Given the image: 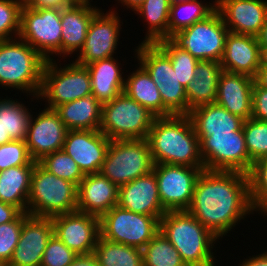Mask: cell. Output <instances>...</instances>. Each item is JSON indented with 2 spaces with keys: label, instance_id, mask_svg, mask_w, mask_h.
<instances>
[{
  "label": "cell",
  "instance_id": "obj_45",
  "mask_svg": "<svg viewBox=\"0 0 267 266\" xmlns=\"http://www.w3.org/2000/svg\"><path fill=\"white\" fill-rule=\"evenodd\" d=\"M252 118L267 121V89L253 85Z\"/></svg>",
  "mask_w": 267,
  "mask_h": 266
},
{
  "label": "cell",
  "instance_id": "obj_7",
  "mask_svg": "<svg viewBox=\"0 0 267 266\" xmlns=\"http://www.w3.org/2000/svg\"><path fill=\"white\" fill-rule=\"evenodd\" d=\"M156 117L122 92L102 105L99 130L110 140L146 139Z\"/></svg>",
  "mask_w": 267,
  "mask_h": 266
},
{
  "label": "cell",
  "instance_id": "obj_52",
  "mask_svg": "<svg viewBox=\"0 0 267 266\" xmlns=\"http://www.w3.org/2000/svg\"><path fill=\"white\" fill-rule=\"evenodd\" d=\"M256 38L260 47H267V20L260 29V32Z\"/></svg>",
  "mask_w": 267,
  "mask_h": 266
},
{
  "label": "cell",
  "instance_id": "obj_49",
  "mask_svg": "<svg viewBox=\"0 0 267 266\" xmlns=\"http://www.w3.org/2000/svg\"><path fill=\"white\" fill-rule=\"evenodd\" d=\"M70 266H99L93 253L78 255Z\"/></svg>",
  "mask_w": 267,
  "mask_h": 266
},
{
  "label": "cell",
  "instance_id": "obj_40",
  "mask_svg": "<svg viewBox=\"0 0 267 266\" xmlns=\"http://www.w3.org/2000/svg\"><path fill=\"white\" fill-rule=\"evenodd\" d=\"M243 132L252 164L267 157V121L249 118L244 121Z\"/></svg>",
  "mask_w": 267,
  "mask_h": 266
},
{
  "label": "cell",
  "instance_id": "obj_20",
  "mask_svg": "<svg viewBox=\"0 0 267 266\" xmlns=\"http://www.w3.org/2000/svg\"><path fill=\"white\" fill-rule=\"evenodd\" d=\"M229 32L257 36L267 20V0H215Z\"/></svg>",
  "mask_w": 267,
  "mask_h": 266
},
{
  "label": "cell",
  "instance_id": "obj_1",
  "mask_svg": "<svg viewBox=\"0 0 267 266\" xmlns=\"http://www.w3.org/2000/svg\"><path fill=\"white\" fill-rule=\"evenodd\" d=\"M187 211L219 240L229 236L226 234L242 219L257 212L250 201L248 175L203 170L196 180Z\"/></svg>",
  "mask_w": 267,
  "mask_h": 266
},
{
  "label": "cell",
  "instance_id": "obj_17",
  "mask_svg": "<svg viewBox=\"0 0 267 266\" xmlns=\"http://www.w3.org/2000/svg\"><path fill=\"white\" fill-rule=\"evenodd\" d=\"M68 129L54 109L44 108L31 117L25 143L31 158L38 162L45 155L63 149Z\"/></svg>",
  "mask_w": 267,
  "mask_h": 266
},
{
  "label": "cell",
  "instance_id": "obj_34",
  "mask_svg": "<svg viewBox=\"0 0 267 266\" xmlns=\"http://www.w3.org/2000/svg\"><path fill=\"white\" fill-rule=\"evenodd\" d=\"M216 10V1L213 4L203 3L202 0H192L171 4L168 38H172L185 28L192 26L194 23L206 19Z\"/></svg>",
  "mask_w": 267,
  "mask_h": 266
},
{
  "label": "cell",
  "instance_id": "obj_18",
  "mask_svg": "<svg viewBox=\"0 0 267 266\" xmlns=\"http://www.w3.org/2000/svg\"><path fill=\"white\" fill-rule=\"evenodd\" d=\"M110 141L100 130H68L63 150L84 174L99 173Z\"/></svg>",
  "mask_w": 267,
  "mask_h": 266
},
{
  "label": "cell",
  "instance_id": "obj_33",
  "mask_svg": "<svg viewBox=\"0 0 267 266\" xmlns=\"http://www.w3.org/2000/svg\"><path fill=\"white\" fill-rule=\"evenodd\" d=\"M170 6L169 0H144L134 11L148 23L146 35L141 43H156L168 38Z\"/></svg>",
  "mask_w": 267,
  "mask_h": 266
},
{
  "label": "cell",
  "instance_id": "obj_15",
  "mask_svg": "<svg viewBox=\"0 0 267 266\" xmlns=\"http://www.w3.org/2000/svg\"><path fill=\"white\" fill-rule=\"evenodd\" d=\"M116 10L109 9L104 13L101 9L92 18L83 48L74 62L86 66L91 62L115 56L119 35L123 22Z\"/></svg>",
  "mask_w": 267,
  "mask_h": 266
},
{
  "label": "cell",
  "instance_id": "obj_30",
  "mask_svg": "<svg viewBox=\"0 0 267 266\" xmlns=\"http://www.w3.org/2000/svg\"><path fill=\"white\" fill-rule=\"evenodd\" d=\"M35 165L10 167L0 171V201L27 213L31 178Z\"/></svg>",
  "mask_w": 267,
  "mask_h": 266
},
{
  "label": "cell",
  "instance_id": "obj_43",
  "mask_svg": "<svg viewBox=\"0 0 267 266\" xmlns=\"http://www.w3.org/2000/svg\"><path fill=\"white\" fill-rule=\"evenodd\" d=\"M28 151L25 141L11 140L0 145V171L10 167L35 165Z\"/></svg>",
  "mask_w": 267,
  "mask_h": 266
},
{
  "label": "cell",
  "instance_id": "obj_55",
  "mask_svg": "<svg viewBox=\"0 0 267 266\" xmlns=\"http://www.w3.org/2000/svg\"><path fill=\"white\" fill-rule=\"evenodd\" d=\"M73 2H93V0H72Z\"/></svg>",
  "mask_w": 267,
  "mask_h": 266
},
{
  "label": "cell",
  "instance_id": "obj_41",
  "mask_svg": "<svg viewBox=\"0 0 267 266\" xmlns=\"http://www.w3.org/2000/svg\"><path fill=\"white\" fill-rule=\"evenodd\" d=\"M23 0H0V41L17 38Z\"/></svg>",
  "mask_w": 267,
  "mask_h": 266
},
{
  "label": "cell",
  "instance_id": "obj_36",
  "mask_svg": "<svg viewBox=\"0 0 267 266\" xmlns=\"http://www.w3.org/2000/svg\"><path fill=\"white\" fill-rule=\"evenodd\" d=\"M143 266H186L179 252L159 231L142 249Z\"/></svg>",
  "mask_w": 267,
  "mask_h": 266
},
{
  "label": "cell",
  "instance_id": "obj_2",
  "mask_svg": "<svg viewBox=\"0 0 267 266\" xmlns=\"http://www.w3.org/2000/svg\"><path fill=\"white\" fill-rule=\"evenodd\" d=\"M146 139L154 164L204 167L189 115L156 117Z\"/></svg>",
  "mask_w": 267,
  "mask_h": 266
},
{
  "label": "cell",
  "instance_id": "obj_6",
  "mask_svg": "<svg viewBox=\"0 0 267 266\" xmlns=\"http://www.w3.org/2000/svg\"><path fill=\"white\" fill-rule=\"evenodd\" d=\"M78 186L49 173L38 162L31 178L27 213L37 217H53L77 211Z\"/></svg>",
  "mask_w": 267,
  "mask_h": 266
},
{
  "label": "cell",
  "instance_id": "obj_13",
  "mask_svg": "<svg viewBox=\"0 0 267 266\" xmlns=\"http://www.w3.org/2000/svg\"><path fill=\"white\" fill-rule=\"evenodd\" d=\"M228 33L220 13L215 10L206 19L183 29L171 39L199 61L220 62Z\"/></svg>",
  "mask_w": 267,
  "mask_h": 266
},
{
  "label": "cell",
  "instance_id": "obj_54",
  "mask_svg": "<svg viewBox=\"0 0 267 266\" xmlns=\"http://www.w3.org/2000/svg\"><path fill=\"white\" fill-rule=\"evenodd\" d=\"M170 4L178 3V2H186V1H192V0H169Z\"/></svg>",
  "mask_w": 267,
  "mask_h": 266
},
{
  "label": "cell",
  "instance_id": "obj_53",
  "mask_svg": "<svg viewBox=\"0 0 267 266\" xmlns=\"http://www.w3.org/2000/svg\"><path fill=\"white\" fill-rule=\"evenodd\" d=\"M260 66H267V47H260Z\"/></svg>",
  "mask_w": 267,
  "mask_h": 266
},
{
  "label": "cell",
  "instance_id": "obj_39",
  "mask_svg": "<svg viewBox=\"0 0 267 266\" xmlns=\"http://www.w3.org/2000/svg\"><path fill=\"white\" fill-rule=\"evenodd\" d=\"M247 175L251 204L267 217V157L254 162Z\"/></svg>",
  "mask_w": 267,
  "mask_h": 266
},
{
  "label": "cell",
  "instance_id": "obj_51",
  "mask_svg": "<svg viewBox=\"0 0 267 266\" xmlns=\"http://www.w3.org/2000/svg\"><path fill=\"white\" fill-rule=\"evenodd\" d=\"M118 3L122 4L127 10H132L133 12L144 2V0H116Z\"/></svg>",
  "mask_w": 267,
  "mask_h": 266
},
{
  "label": "cell",
  "instance_id": "obj_32",
  "mask_svg": "<svg viewBox=\"0 0 267 266\" xmlns=\"http://www.w3.org/2000/svg\"><path fill=\"white\" fill-rule=\"evenodd\" d=\"M127 76L124 93L157 117L163 116V101L159 89L148 72L139 64V67Z\"/></svg>",
  "mask_w": 267,
  "mask_h": 266
},
{
  "label": "cell",
  "instance_id": "obj_37",
  "mask_svg": "<svg viewBox=\"0 0 267 266\" xmlns=\"http://www.w3.org/2000/svg\"><path fill=\"white\" fill-rule=\"evenodd\" d=\"M156 44L169 56L178 81L185 88L195 79L196 64L199 60L178 46L171 38L162 39Z\"/></svg>",
  "mask_w": 267,
  "mask_h": 266
},
{
  "label": "cell",
  "instance_id": "obj_16",
  "mask_svg": "<svg viewBox=\"0 0 267 266\" xmlns=\"http://www.w3.org/2000/svg\"><path fill=\"white\" fill-rule=\"evenodd\" d=\"M53 234L77 255L94 251L100 236V218L78 211L51 217Z\"/></svg>",
  "mask_w": 267,
  "mask_h": 266
},
{
  "label": "cell",
  "instance_id": "obj_11",
  "mask_svg": "<svg viewBox=\"0 0 267 266\" xmlns=\"http://www.w3.org/2000/svg\"><path fill=\"white\" fill-rule=\"evenodd\" d=\"M197 137L204 170L249 173L251 159L246 148L243 128L230 133Z\"/></svg>",
  "mask_w": 267,
  "mask_h": 266
},
{
  "label": "cell",
  "instance_id": "obj_26",
  "mask_svg": "<svg viewBox=\"0 0 267 266\" xmlns=\"http://www.w3.org/2000/svg\"><path fill=\"white\" fill-rule=\"evenodd\" d=\"M118 58L108 57L86 65L91 77L92 95L103 105L124 92L125 77Z\"/></svg>",
  "mask_w": 267,
  "mask_h": 266
},
{
  "label": "cell",
  "instance_id": "obj_42",
  "mask_svg": "<svg viewBox=\"0 0 267 266\" xmlns=\"http://www.w3.org/2000/svg\"><path fill=\"white\" fill-rule=\"evenodd\" d=\"M28 213L21 212L13 221L0 225V261L9 264L18 245L21 228Z\"/></svg>",
  "mask_w": 267,
  "mask_h": 266
},
{
  "label": "cell",
  "instance_id": "obj_35",
  "mask_svg": "<svg viewBox=\"0 0 267 266\" xmlns=\"http://www.w3.org/2000/svg\"><path fill=\"white\" fill-rule=\"evenodd\" d=\"M99 266H143L142 249L99 236L93 251Z\"/></svg>",
  "mask_w": 267,
  "mask_h": 266
},
{
  "label": "cell",
  "instance_id": "obj_8",
  "mask_svg": "<svg viewBox=\"0 0 267 266\" xmlns=\"http://www.w3.org/2000/svg\"><path fill=\"white\" fill-rule=\"evenodd\" d=\"M72 62V63H71ZM58 65L53 58L45 63L38 99H43L46 108L55 109L60 104L92 94L91 77L86 66L71 61Z\"/></svg>",
  "mask_w": 267,
  "mask_h": 266
},
{
  "label": "cell",
  "instance_id": "obj_46",
  "mask_svg": "<svg viewBox=\"0 0 267 266\" xmlns=\"http://www.w3.org/2000/svg\"><path fill=\"white\" fill-rule=\"evenodd\" d=\"M72 0H23V4L30 8H57L69 6Z\"/></svg>",
  "mask_w": 267,
  "mask_h": 266
},
{
  "label": "cell",
  "instance_id": "obj_21",
  "mask_svg": "<svg viewBox=\"0 0 267 266\" xmlns=\"http://www.w3.org/2000/svg\"><path fill=\"white\" fill-rule=\"evenodd\" d=\"M118 205L131 212L154 216L160 220L166 211L161 205L154 171L120 186Z\"/></svg>",
  "mask_w": 267,
  "mask_h": 266
},
{
  "label": "cell",
  "instance_id": "obj_27",
  "mask_svg": "<svg viewBox=\"0 0 267 266\" xmlns=\"http://www.w3.org/2000/svg\"><path fill=\"white\" fill-rule=\"evenodd\" d=\"M197 136H210L213 133H230L241 130L244 121L231 114L216 102L198 106L189 112Z\"/></svg>",
  "mask_w": 267,
  "mask_h": 266
},
{
  "label": "cell",
  "instance_id": "obj_25",
  "mask_svg": "<svg viewBox=\"0 0 267 266\" xmlns=\"http://www.w3.org/2000/svg\"><path fill=\"white\" fill-rule=\"evenodd\" d=\"M220 64L225 72L246 74L254 78L260 67V45L257 38L229 32Z\"/></svg>",
  "mask_w": 267,
  "mask_h": 266
},
{
  "label": "cell",
  "instance_id": "obj_9",
  "mask_svg": "<svg viewBox=\"0 0 267 266\" xmlns=\"http://www.w3.org/2000/svg\"><path fill=\"white\" fill-rule=\"evenodd\" d=\"M153 166L147 139L111 140L99 173L120 187L150 173Z\"/></svg>",
  "mask_w": 267,
  "mask_h": 266
},
{
  "label": "cell",
  "instance_id": "obj_48",
  "mask_svg": "<svg viewBox=\"0 0 267 266\" xmlns=\"http://www.w3.org/2000/svg\"><path fill=\"white\" fill-rule=\"evenodd\" d=\"M239 266H267V251L250 256L249 259H245L240 262Z\"/></svg>",
  "mask_w": 267,
  "mask_h": 266
},
{
  "label": "cell",
  "instance_id": "obj_12",
  "mask_svg": "<svg viewBox=\"0 0 267 266\" xmlns=\"http://www.w3.org/2000/svg\"><path fill=\"white\" fill-rule=\"evenodd\" d=\"M61 9L30 8L23 4L19 38L33 47L44 59L61 56Z\"/></svg>",
  "mask_w": 267,
  "mask_h": 266
},
{
  "label": "cell",
  "instance_id": "obj_14",
  "mask_svg": "<svg viewBox=\"0 0 267 266\" xmlns=\"http://www.w3.org/2000/svg\"><path fill=\"white\" fill-rule=\"evenodd\" d=\"M204 167L154 164L161 205L168 211H187L191 205L194 187Z\"/></svg>",
  "mask_w": 267,
  "mask_h": 266
},
{
  "label": "cell",
  "instance_id": "obj_4",
  "mask_svg": "<svg viewBox=\"0 0 267 266\" xmlns=\"http://www.w3.org/2000/svg\"><path fill=\"white\" fill-rule=\"evenodd\" d=\"M46 61L19 37L0 41V86L37 99Z\"/></svg>",
  "mask_w": 267,
  "mask_h": 266
},
{
  "label": "cell",
  "instance_id": "obj_22",
  "mask_svg": "<svg viewBox=\"0 0 267 266\" xmlns=\"http://www.w3.org/2000/svg\"><path fill=\"white\" fill-rule=\"evenodd\" d=\"M91 2H72L61 9V57L70 58L83 48L89 24L100 10Z\"/></svg>",
  "mask_w": 267,
  "mask_h": 266
},
{
  "label": "cell",
  "instance_id": "obj_31",
  "mask_svg": "<svg viewBox=\"0 0 267 266\" xmlns=\"http://www.w3.org/2000/svg\"><path fill=\"white\" fill-rule=\"evenodd\" d=\"M17 100L0 97V145L26 139L32 114L27 106Z\"/></svg>",
  "mask_w": 267,
  "mask_h": 266
},
{
  "label": "cell",
  "instance_id": "obj_56",
  "mask_svg": "<svg viewBox=\"0 0 267 266\" xmlns=\"http://www.w3.org/2000/svg\"><path fill=\"white\" fill-rule=\"evenodd\" d=\"M0 266H8L6 262L0 261Z\"/></svg>",
  "mask_w": 267,
  "mask_h": 266
},
{
  "label": "cell",
  "instance_id": "obj_24",
  "mask_svg": "<svg viewBox=\"0 0 267 266\" xmlns=\"http://www.w3.org/2000/svg\"><path fill=\"white\" fill-rule=\"evenodd\" d=\"M254 78L223 71L217 86L216 103L231 114L247 120L252 116Z\"/></svg>",
  "mask_w": 267,
  "mask_h": 266
},
{
  "label": "cell",
  "instance_id": "obj_3",
  "mask_svg": "<svg viewBox=\"0 0 267 266\" xmlns=\"http://www.w3.org/2000/svg\"><path fill=\"white\" fill-rule=\"evenodd\" d=\"M160 231L186 266H217L213 250L219 239L188 211L166 212L160 219Z\"/></svg>",
  "mask_w": 267,
  "mask_h": 266
},
{
  "label": "cell",
  "instance_id": "obj_23",
  "mask_svg": "<svg viewBox=\"0 0 267 266\" xmlns=\"http://www.w3.org/2000/svg\"><path fill=\"white\" fill-rule=\"evenodd\" d=\"M119 187L100 173L85 174L78 185L77 211L101 218L118 205Z\"/></svg>",
  "mask_w": 267,
  "mask_h": 266
},
{
  "label": "cell",
  "instance_id": "obj_38",
  "mask_svg": "<svg viewBox=\"0 0 267 266\" xmlns=\"http://www.w3.org/2000/svg\"><path fill=\"white\" fill-rule=\"evenodd\" d=\"M38 163L49 173L73 182L77 186L85 177L77 163L63 149L45 155Z\"/></svg>",
  "mask_w": 267,
  "mask_h": 266
},
{
  "label": "cell",
  "instance_id": "obj_19",
  "mask_svg": "<svg viewBox=\"0 0 267 266\" xmlns=\"http://www.w3.org/2000/svg\"><path fill=\"white\" fill-rule=\"evenodd\" d=\"M52 235L50 217L29 215L23 222L18 245L8 266H41L44 250Z\"/></svg>",
  "mask_w": 267,
  "mask_h": 266
},
{
  "label": "cell",
  "instance_id": "obj_47",
  "mask_svg": "<svg viewBox=\"0 0 267 266\" xmlns=\"http://www.w3.org/2000/svg\"><path fill=\"white\" fill-rule=\"evenodd\" d=\"M20 213L14 205L0 201V225L13 221Z\"/></svg>",
  "mask_w": 267,
  "mask_h": 266
},
{
  "label": "cell",
  "instance_id": "obj_44",
  "mask_svg": "<svg viewBox=\"0 0 267 266\" xmlns=\"http://www.w3.org/2000/svg\"><path fill=\"white\" fill-rule=\"evenodd\" d=\"M77 256L53 234L47 242L41 266H70Z\"/></svg>",
  "mask_w": 267,
  "mask_h": 266
},
{
  "label": "cell",
  "instance_id": "obj_28",
  "mask_svg": "<svg viewBox=\"0 0 267 266\" xmlns=\"http://www.w3.org/2000/svg\"><path fill=\"white\" fill-rule=\"evenodd\" d=\"M223 71L220 62L200 60L196 64L195 79L186 87L188 114L198 106L216 101L217 86Z\"/></svg>",
  "mask_w": 267,
  "mask_h": 266
},
{
  "label": "cell",
  "instance_id": "obj_10",
  "mask_svg": "<svg viewBox=\"0 0 267 266\" xmlns=\"http://www.w3.org/2000/svg\"><path fill=\"white\" fill-rule=\"evenodd\" d=\"M160 231L157 217L115 205L100 218V236L108 241L143 249Z\"/></svg>",
  "mask_w": 267,
  "mask_h": 266
},
{
  "label": "cell",
  "instance_id": "obj_5",
  "mask_svg": "<svg viewBox=\"0 0 267 266\" xmlns=\"http://www.w3.org/2000/svg\"><path fill=\"white\" fill-rule=\"evenodd\" d=\"M134 53L135 60L148 72L159 89L163 116L188 115L186 88L178 81L169 56L156 43H140Z\"/></svg>",
  "mask_w": 267,
  "mask_h": 266
},
{
  "label": "cell",
  "instance_id": "obj_29",
  "mask_svg": "<svg viewBox=\"0 0 267 266\" xmlns=\"http://www.w3.org/2000/svg\"><path fill=\"white\" fill-rule=\"evenodd\" d=\"M68 130H99L102 104L89 96L60 104L54 109Z\"/></svg>",
  "mask_w": 267,
  "mask_h": 266
},
{
  "label": "cell",
  "instance_id": "obj_50",
  "mask_svg": "<svg viewBox=\"0 0 267 266\" xmlns=\"http://www.w3.org/2000/svg\"><path fill=\"white\" fill-rule=\"evenodd\" d=\"M254 82L262 87L267 89V66H260L256 76L254 77Z\"/></svg>",
  "mask_w": 267,
  "mask_h": 266
}]
</instances>
